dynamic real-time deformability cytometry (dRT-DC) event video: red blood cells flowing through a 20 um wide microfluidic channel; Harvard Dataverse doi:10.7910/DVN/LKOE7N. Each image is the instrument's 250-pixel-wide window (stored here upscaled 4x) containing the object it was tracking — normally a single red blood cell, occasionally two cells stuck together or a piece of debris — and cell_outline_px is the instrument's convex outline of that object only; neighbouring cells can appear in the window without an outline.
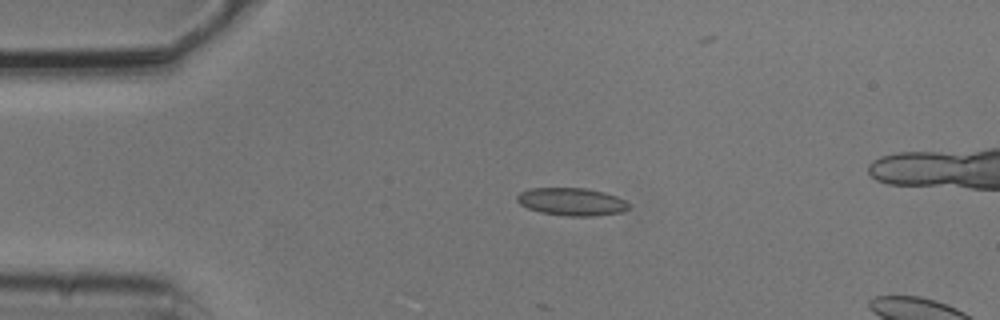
{"species": "common noctule bat (a hibernating species)", "species_latin": "Nyctalus noctula", "temperature_condition": "cold", "stored_images_in_passage": 3, "camera_frame_rate_fps": 3000, "um_per_image_px": 0.085, "animal": {"sex": "male", "body_mass_g": 20.5, "forearm_length_mm": 52.5}, "frame": {"image": 1, "passage_image": 1, "time_ms": 0.0, "image_size_px": [1000, 320], "cell_outline_px": [[628, 208], [620, 212], [596, 216], [564, 216], [540, 212], [528, 208], [520, 204], [516, 200], [516, 196], [520, 192], [532, 188], [584, 188], [604, 192], [616, 196], [624, 200], [628, 204]], "centroid_in_image_um": [48.56, 17.15], "position_along_channel_um": 36.4, "area_um2": 17.98}}